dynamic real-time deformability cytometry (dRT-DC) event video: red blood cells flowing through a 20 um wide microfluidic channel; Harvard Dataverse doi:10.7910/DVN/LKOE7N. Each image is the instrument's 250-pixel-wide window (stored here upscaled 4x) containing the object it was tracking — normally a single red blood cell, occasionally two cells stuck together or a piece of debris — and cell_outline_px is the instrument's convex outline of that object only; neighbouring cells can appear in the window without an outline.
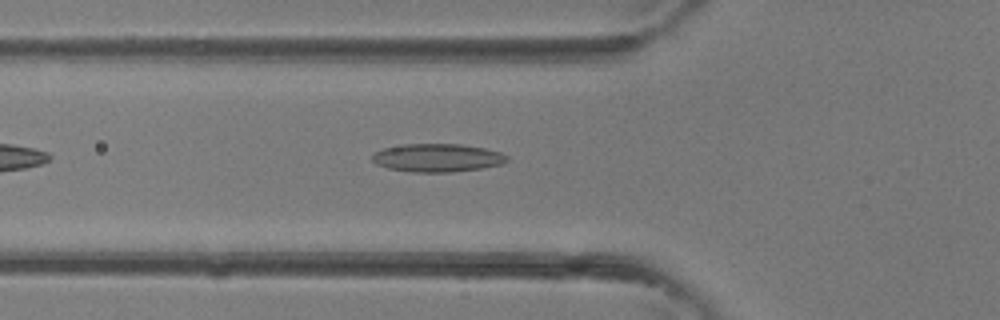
{"species": "common noctule bat (a hibernating species)", "species_latin": "Nyctalus noctula", "temperature_condition": "room temperature", "stored_images_in_passage": 30, "camera_frame_rate_fps": 3000, "um_per_image_px": 0.085, "animal": {"sex": "female"}, "frame": {"image": 1, "passage_image": 5, "time_ms": 1.333, "image_size_px": [1000, 320], "cell_outline_px": [[508, 160], [500, 164], [480, 168], [452, 172], [412, 172], [388, 168], [376, 164], [372, 160], [372, 156], [376, 152], [384, 148], [404, 144], [460, 144], [484, 148], [500, 152], [508, 156]], "centroid_in_image_um": [37.16, 13.41], "position_along_channel_um": 88.6, "area_um2": 21.96}}
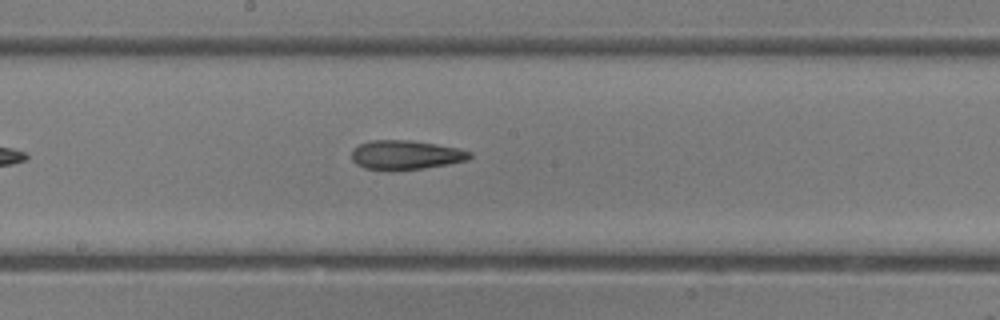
{"frame": {"image": 2, "passage_image": 12, "time_ms": 3.667, "image_size_px": [1000, 320], "cell_outline_px": [[472, 156], [468, 160], [448, 164], [424, 168], [392, 172], [388, 172], [364, 168], [356, 164], [352, 160], [352, 152], [360, 144], [372, 140], [412, 140], [436, 144], [456, 148], [472, 152]], "centroid_in_image_um": [34.47, 13.2], "position_along_channel_um": 213.7, "area_um2": 20.4}}
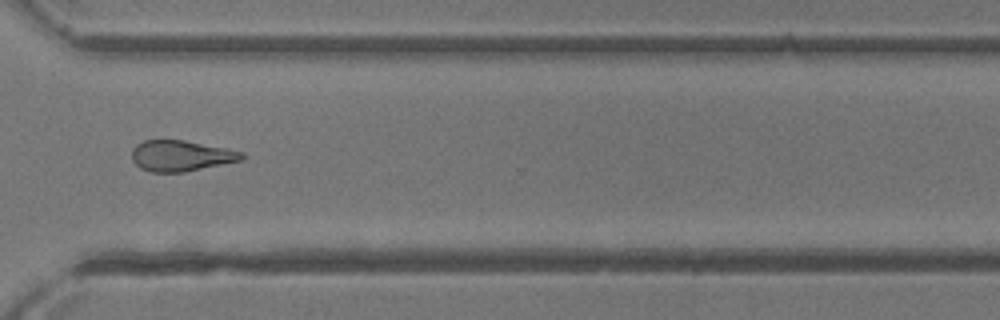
{"frame": {"image": 3, "passage_image": 20, "time_ms": 6.333, "image_size_px": [1000, 320], "cell_outline_px": [[244, 160], [184, 172], [152, 172], [140, 168], [132, 160], [132, 148], [136, 144], [144, 140], [184, 140], [244, 152]], "centroid_in_image_um": [15.38, 13.24], "position_along_channel_um": 355.2, "area_um2": 19.77}}